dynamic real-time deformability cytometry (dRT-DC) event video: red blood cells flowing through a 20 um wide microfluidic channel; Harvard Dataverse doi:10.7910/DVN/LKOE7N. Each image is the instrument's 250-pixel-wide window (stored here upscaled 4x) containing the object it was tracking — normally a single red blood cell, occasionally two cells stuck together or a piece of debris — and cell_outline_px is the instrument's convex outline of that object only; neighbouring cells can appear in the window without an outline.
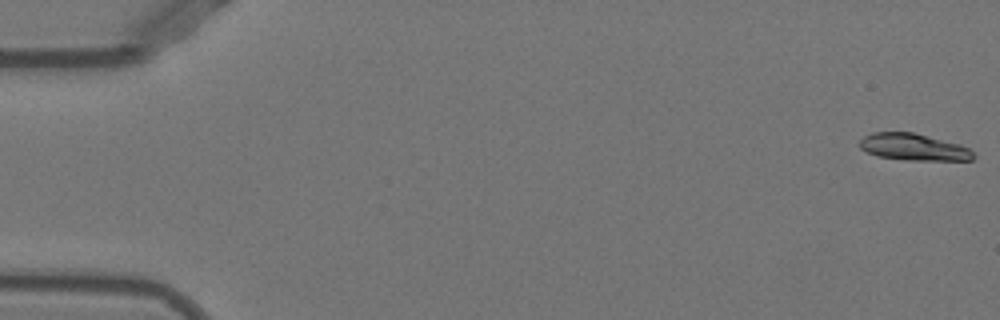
{"species": "Egyptian fruit bat (a non-hibernating species)", "species_latin": "Rousettus aegyptiacus", "temperature_condition": "warm", "stored_images_in_passage": 52, "camera_frame_rate_fps": 3000, "um_per_image_px": 0.085, "animal": {"sex": "female"}, "frame": {"image": 1, "passage_image": 1, "time_ms": 0.0, "image_size_px": [1000, 320], "cell_outline_px": [[976, 156], [972, 160], [908, 160], [876, 156], [860, 148], [860, 140], [864, 136], [872, 132], [912, 132], [960, 144], [968, 148]], "centroid_in_image_um": [77.65, 12.5], "position_along_channel_um": 7.4, "area_um2": 17.69}}
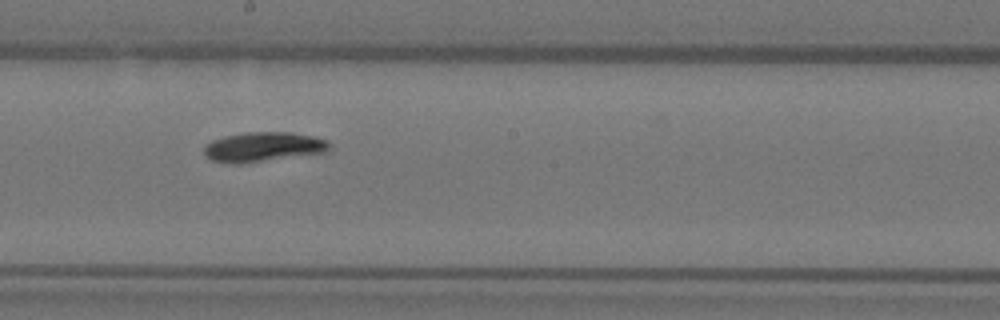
{"frame": {"image": 2, "passage_image": 29, "time_ms": 9.333, "image_size_px": [1000, 320], "cell_outline_px": [[332, 148], [328, 152], [248, 164], [232, 164], [212, 160], [204, 152], [204, 144], [212, 140], [244, 132], [292, 132], [312, 136], [328, 140], [332, 144]], "centroid_in_image_um": [22.45, 12.5], "position_along_channel_um": 225.8, "area_um2": 22.2}}
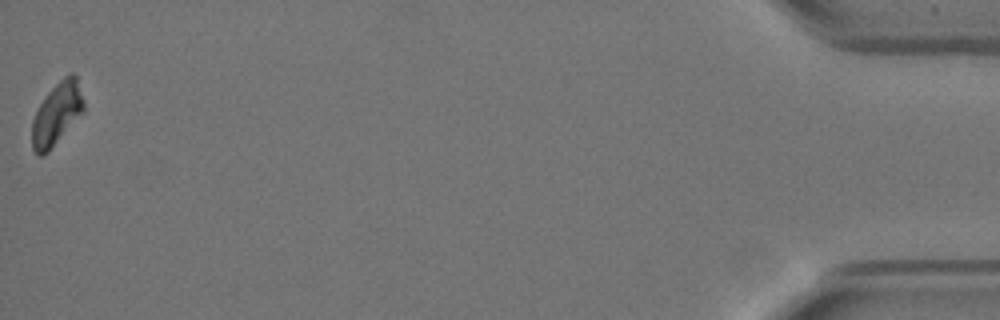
{"frame": {"image": 3, "passage_image": 52, "time_ms": 17.0, "image_size_px": [1000, 320], "cell_outline_px": [[84, 112], [48, 152], [44, 156], [40, 156], [32, 148], [32, 120], [40, 104], [48, 92], [64, 76], [72, 72], [76, 76], [84, 100]], "centroid_in_image_um": [4.84, 9.68], "position_along_channel_um": 430.4, "area_um2": 18.73}, "authors_computed_cell_mechanics": {"area_um2": 19.6809, "velocity_mm_per_s": 3.8997, "shape_relaxation_time_tau1_ms": 3.0436, "shape_relaxation_time_tau2_ms": null, "deformation_change_tau1": 0.1175, "deformation_change_tau2": null}}